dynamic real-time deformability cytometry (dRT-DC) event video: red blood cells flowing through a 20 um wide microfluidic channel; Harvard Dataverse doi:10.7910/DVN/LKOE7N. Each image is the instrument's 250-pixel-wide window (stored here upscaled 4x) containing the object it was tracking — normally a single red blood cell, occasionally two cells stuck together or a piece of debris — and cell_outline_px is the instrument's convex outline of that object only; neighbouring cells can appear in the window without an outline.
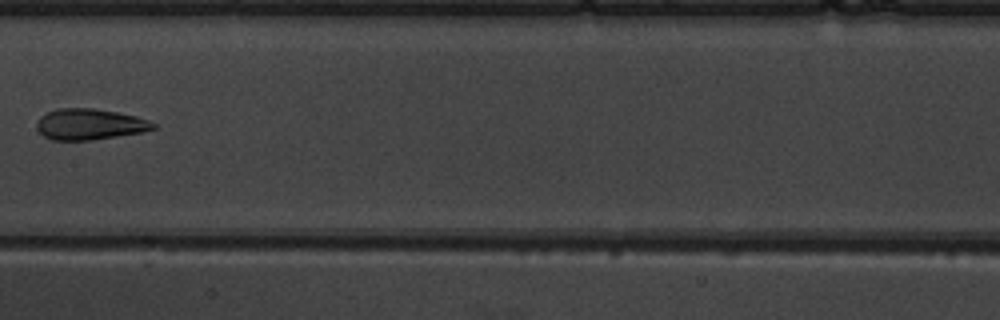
{"species": "common noctule bat (a hibernating species)", "species_latin": "Nyctalus noctula", "temperature_condition": "warm", "stored_images_in_passage": 6, "camera_frame_rate_fps": 3000, "um_per_image_px": 0.085, "animal": {"sex": "male", "body_mass_g": 19.5, "forearm_length_mm": 54.6}, "frame": {"image": 1, "passage_image": 6, "time_ms": 6.0, "image_size_px": [1000, 320], "cell_outline_px": [[156, 128], [144, 132], [92, 140], [52, 140], [44, 136], [36, 128], [36, 124], [40, 116], [56, 108], [92, 108], [116, 112], [136, 116], [148, 120], [156, 124]], "centroid_in_image_um": [7.62, 10.56], "position_along_channel_um": 199.8, "area_um2": 21.1}}